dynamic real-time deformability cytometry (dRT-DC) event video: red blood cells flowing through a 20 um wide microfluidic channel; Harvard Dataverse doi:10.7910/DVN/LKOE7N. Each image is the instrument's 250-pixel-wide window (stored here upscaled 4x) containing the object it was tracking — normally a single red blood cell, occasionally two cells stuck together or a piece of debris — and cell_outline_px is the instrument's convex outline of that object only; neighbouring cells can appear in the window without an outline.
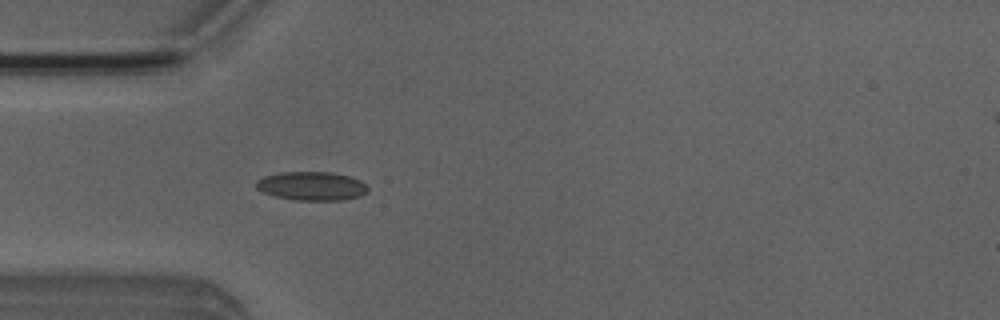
{"species": "Egyptian fruit bat (a non-hibernating species)", "species_latin": "Rousettus aegyptiacus", "temperature_condition": "room temperature", "stored_images_in_passage": 37, "camera_frame_rate_fps": 3000, "um_per_image_px": 0.085, "animal": {"sex": "male"}, "frame": {"image": 1, "passage_image": 1, "time_ms": 0.0, "image_size_px": [1000, 320], "cell_outline_px": [[368, 192], [360, 196], [344, 200], [296, 200], [276, 196], [264, 192], [256, 188], [256, 180], [264, 176], [280, 172], [332, 172], [348, 176], [360, 180], [368, 188]], "centroid_in_image_um": [26.5, 15.81], "position_along_channel_um": 58.5, "area_um2": 18.67}}
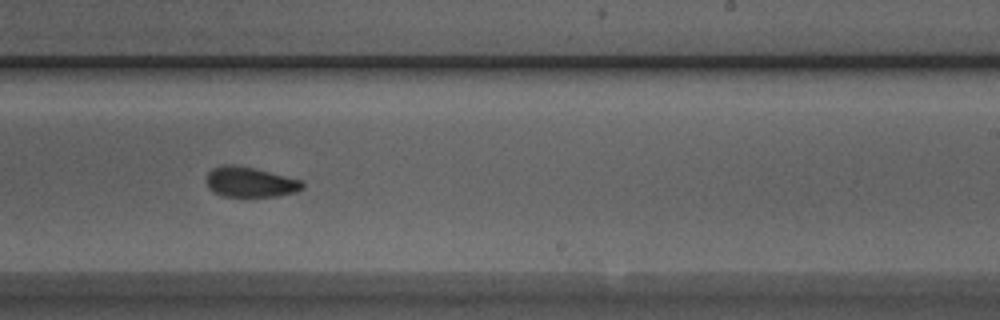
{"frame": {"image": 2, "passage_image": 17, "time_ms": 5.333, "image_size_px": [1000, 320], "cell_outline_px": [[304, 188], [296, 192], [276, 196], [224, 196], [212, 192], [208, 188], [204, 180], [208, 172], [212, 168], [220, 164], [232, 164], [252, 168], [300, 180], [304, 184]], "centroid_in_image_um": [21.18, 15.47], "position_along_channel_um": 267.8, "area_um2": 16.88}}
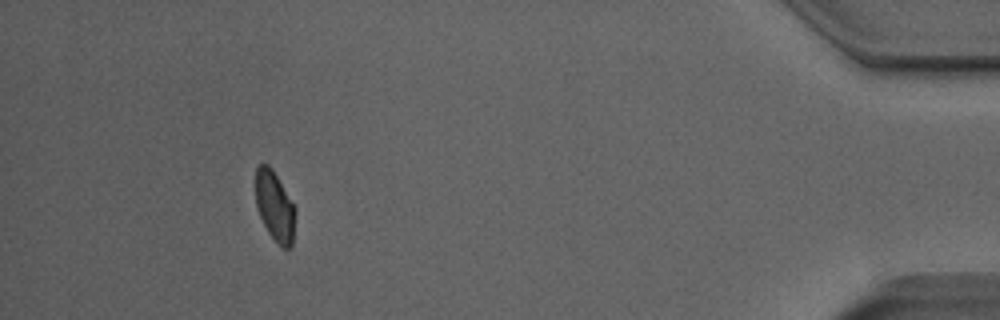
{"frame": {"image": 3, "passage_image": 33, "time_ms": 10.667, "image_size_px": [1000, 320], "cell_outline_px": [[296, 212], [292, 248], [284, 248], [268, 232], [260, 216], [256, 204], [256, 168], [260, 164], [268, 164], [272, 168], [296, 208]], "centroid_in_image_um": [23.38, 17.52], "position_along_channel_um": 411.8, "area_um2": 16.07}, "authors_computed_cell_mechanics": {"area_um2": 17.4556, "velocity_mm_per_s": 3.9698, "shape_relaxation_time_tau1_ms": 7.6802, "shape_relaxation_time_tau2_ms": 1.5075, "deformation_change_tau1": 0.1508, "deformation_change_tau2": 0.0546}}